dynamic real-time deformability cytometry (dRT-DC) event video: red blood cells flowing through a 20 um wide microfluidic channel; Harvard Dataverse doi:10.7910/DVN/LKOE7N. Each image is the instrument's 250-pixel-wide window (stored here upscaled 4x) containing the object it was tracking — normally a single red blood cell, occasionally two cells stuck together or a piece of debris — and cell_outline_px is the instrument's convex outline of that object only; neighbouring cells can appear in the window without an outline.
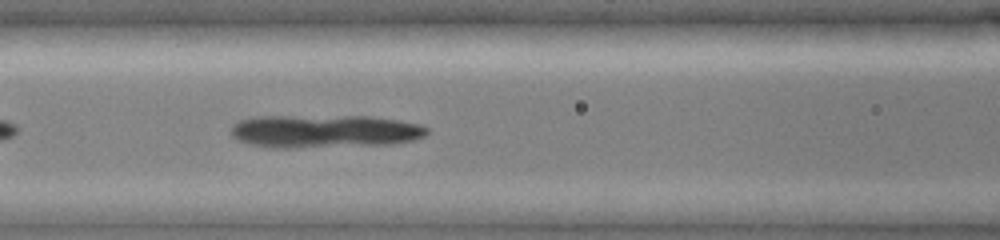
{"species": "common noctule bat (a hibernating species)", "species_latin": "Nyctalus noctula", "temperature_condition": "cold", "stored_images_in_passage": 38, "camera_frame_rate_fps": 3000, "um_per_image_px": 0.085, "animal": {"sex": "female", "body_mass_g": 19.0, "forearm_length_mm": 51.5}, "frame": {"image": 1, "passage_image": 9, "time_ms": 2.667, "image_size_px": [1000, 240], "cell_outline_px": [[428, 132], [424, 136], [412, 140], [392, 144], [292, 148], [276, 148], [248, 144], [236, 140], [232, 136], [232, 124], [240, 120], [256, 116], [368, 116], [400, 120], [420, 124], [428, 128]], "centroid_in_image_um": [27.57, 11.15], "position_along_channel_um": 139.0, "area_um2": 38.03}}
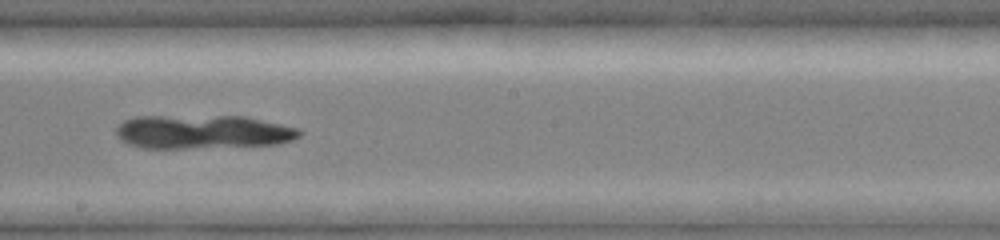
{"frame": {"image": 2, "passage_image": 16, "time_ms": 5.0, "image_size_px": [1000, 240], "cell_outline_px": [[304, 132], [300, 136], [292, 140], [280, 144], [184, 148], [144, 148], [128, 144], [120, 140], [116, 136], [116, 128], [124, 120], [132, 116], [244, 116], [300, 128]], "centroid_in_image_um": [17.23, 11.2], "position_along_channel_um": 231.0, "area_um2": 36.3}}
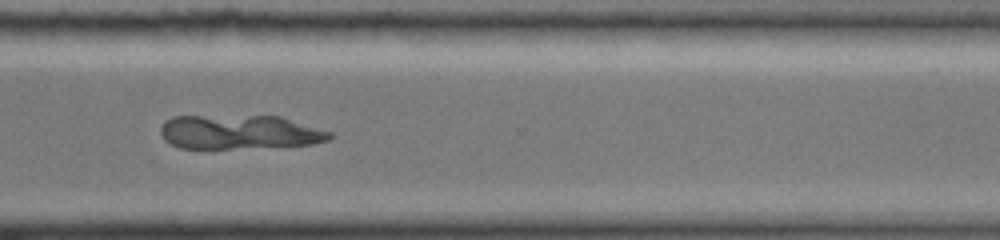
{"frame": {"image": 3, "passage_image": 25, "time_ms": 8.0, "image_size_px": [1000, 240], "cell_outline_px": [[332, 136], [328, 140], [312, 144], [228, 148], [180, 148], [164, 140], [160, 132], [160, 128], [164, 120], [172, 116], [280, 116], [332, 132]], "centroid_in_image_um": [20.31, 11.21], "position_along_channel_um": 350.3, "area_um2": 33.41}}